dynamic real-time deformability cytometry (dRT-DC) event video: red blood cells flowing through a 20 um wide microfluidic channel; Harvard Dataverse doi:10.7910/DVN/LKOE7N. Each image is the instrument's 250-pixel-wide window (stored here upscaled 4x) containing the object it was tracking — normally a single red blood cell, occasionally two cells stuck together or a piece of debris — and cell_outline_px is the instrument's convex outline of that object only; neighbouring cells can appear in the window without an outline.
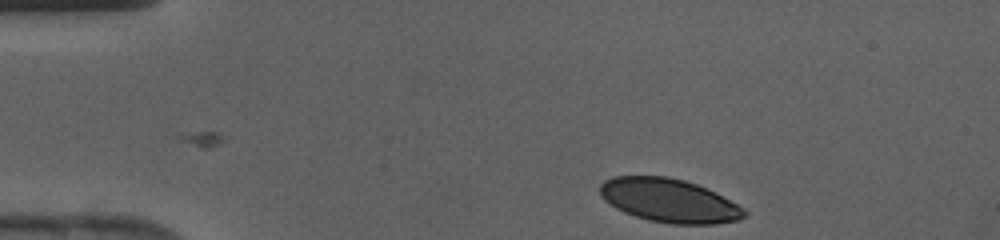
{"species": "human", "species_latin": "Homo sapiens", "temperature_condition": "cold", "stored_images_in_passage": 36, "camera_frame_rate_fps": 3000, "um_per_image_px": 0.085, "donor": {"sex": "female"}, "frame": {"image": 1, "passage_image": 1, "time_ms": 0.0, "image_size_px": [1000, 240], "cell_outline_px": [[748, 212], [740, 220], [716, 224], [672, 224], [648, 220], [624, 212], [616, 208], [604, 200], [600, 196], [600, 184], [604, 180], [612, 176], [668, 176], [684, 180], [696, 184], [716, 192], [744, 208]], "centroid_in_image_um": [56.88, 17.04], "position_along_channel_um": 28.1, "area_um2": 36.88}}
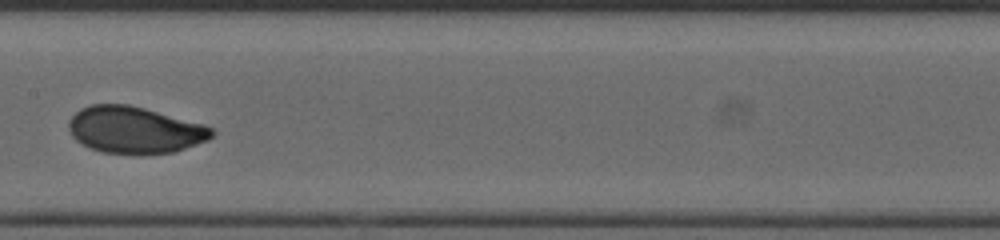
{"frame": {"image": 2, "passage_image": 16, "time_ms": 5.0, "image_size_px": [1000, 240], "cell_outline_px": [[216, 132], [208, 140], [176, 152], [140, 156], [104, 152], [92, 148], [76, 140], [72, 136], [68, 128], [68, 124], [72, 116], [80, 108], [92, 104], [128, 104], [144, 108], [204, 124], [212, 128]], "centroid_in_image_um": [11.47, 11.07], "position_along_channel_um": 195.9, "area_um2": 39.42}}
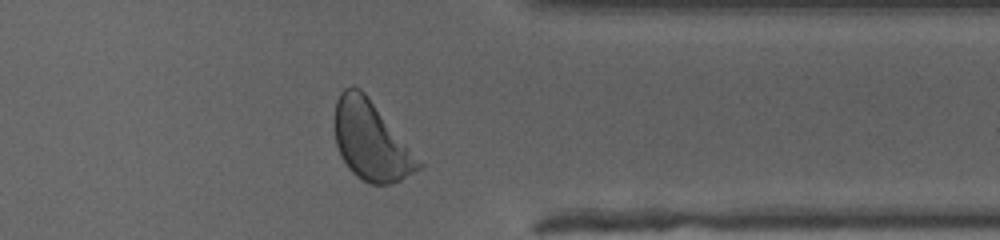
{"frame": {"image": 3, "passage_image": 28, "time_ms": 9.0, "image_size_px": [1000, 240], "cell_outline_px": [[424, 168], [400, 180], [388, 184], [368, 184], [356, 176], [348, 168], [340, 156], [336, 144], [332, 120], [336, 100], [340, 92], [344, 88], [352, 84], [360, 88], [364, 92], [424, 164]], "centroid_in_image_um": [31.5, 11.96], "position_along_channel_um": 379.9, "area_um2": 39.02}}